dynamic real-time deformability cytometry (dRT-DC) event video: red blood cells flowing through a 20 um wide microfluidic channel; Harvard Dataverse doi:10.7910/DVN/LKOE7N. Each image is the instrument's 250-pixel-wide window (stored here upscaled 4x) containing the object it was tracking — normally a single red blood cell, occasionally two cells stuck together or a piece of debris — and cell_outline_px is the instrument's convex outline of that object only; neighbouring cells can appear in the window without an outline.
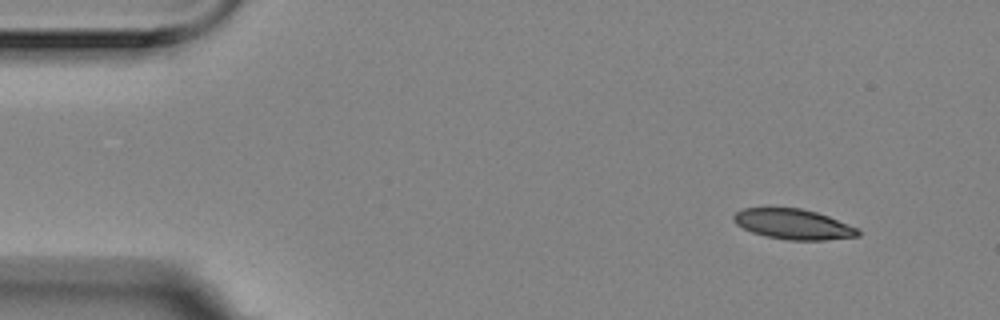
{"species": "Egyptian fruit bat (a non-hibernating species)", "species_latin": "Rousettus aegyptiacus", "temperature_condition": "room temperature", "stored_images_in_passage": 4, "camera_frame_rate_fps": 3000, "um_per_image_px": 0.085, "animal": {"sex": "female"}, "frame": {"image": 1, "passage_image": 1, "time_ms": 0.0, "image_size_px": [1000, 320], "cell_outline_px": [[860, 236], [824, 240], [788, 240], [768, 236], [752, 232], [736, 224], [732, 220], [732, 216], [736, 212], [744, 208], [800, 208], [816, 212], [828, 216], [860, 228]], "centroid_in_image_um": [67.46, 19.05], "position_along_channel_um": 17.5, "area_um2": 21.91}}
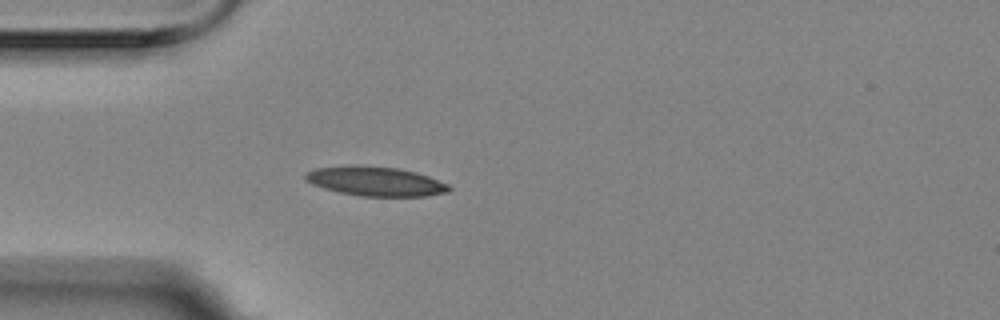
{"frame": {"image": 2, "passage_image": 4, "time_ms": 1.0, "image_size_px": [1000, 320], "cell_outline_px": [[452, 188], [448, 192], [424, 196], [360, 196], [340, 192], [324, 188], [312, 184], [304, 180], [304, 172], [316, 168], [352, 164], [356, 164], [400, 168], [416, 172], [428, 176], [448, 184]], "centroid_in_image_um": [31.88, 15.39], "position_along_channel_um": 53.1, "area_um2": 24.85}}